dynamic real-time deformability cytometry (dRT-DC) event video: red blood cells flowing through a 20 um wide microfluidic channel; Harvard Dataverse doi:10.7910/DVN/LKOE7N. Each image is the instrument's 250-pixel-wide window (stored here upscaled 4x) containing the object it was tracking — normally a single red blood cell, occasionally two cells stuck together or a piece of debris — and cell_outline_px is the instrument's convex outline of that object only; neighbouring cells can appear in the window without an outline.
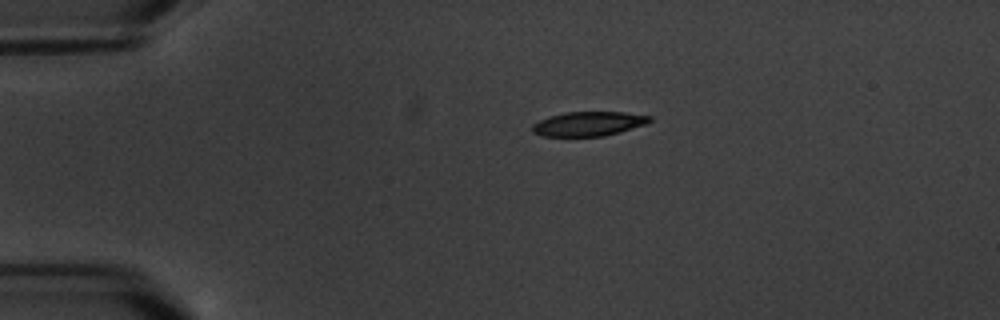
{"species": "common noctule bat (a hibernating species)", "species_latin": "Nyctalus noctula", "temperature_condition": "warm", "stored_images_in_passage": 4, "camera_frame_rate_fps": 3000, "um_per_image_px": 0.085, "animal": {"sex": "male", "body_mass_g": 20.1, "forearm_length_mm": 53.5}, "frame": {"image": 1, "passage_image": 1, "time_ms": 0.0, "image_size_px": [1000, 320], "cell_outline_px": [[652, 120], [648, 124], [604, 136], [540, 136], [532, 132], [532, 124], [548, 116], [564, 112], [624, 112], [652, 116]], "centroid_in_image_um": [50.03, 10.52], "position_along_channel_um": 35.0, "area_um2": 16.82}}
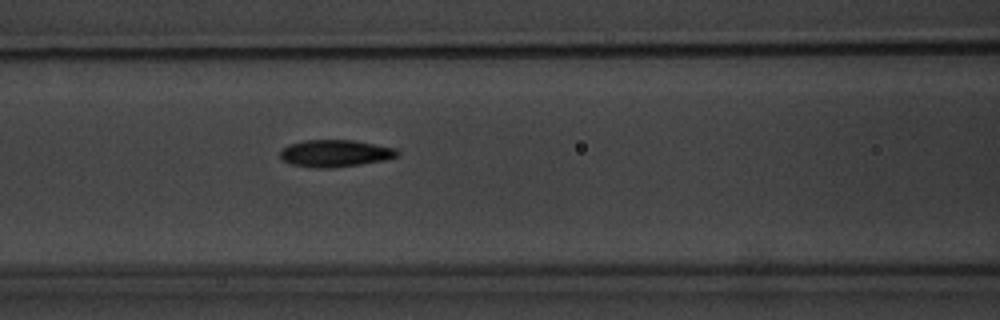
{"frame": {"image": 2, "passage_image": 4, "time_ms": 4.333, "image_size_px": [1000, 320], "cell_outline_px": [[400, 152], [396, 156], [384, 160], [360, 164], [332, 168], [316, 168], [292, 164], [284, 160], [280, 156], [280, 148], [288, 144], [304, 140], [352, 140], [396, 148]], "centroid_in_image_um": [28.46, 13.03], "position_along_channel_um": 138.1, "area_um2": 18.44}}